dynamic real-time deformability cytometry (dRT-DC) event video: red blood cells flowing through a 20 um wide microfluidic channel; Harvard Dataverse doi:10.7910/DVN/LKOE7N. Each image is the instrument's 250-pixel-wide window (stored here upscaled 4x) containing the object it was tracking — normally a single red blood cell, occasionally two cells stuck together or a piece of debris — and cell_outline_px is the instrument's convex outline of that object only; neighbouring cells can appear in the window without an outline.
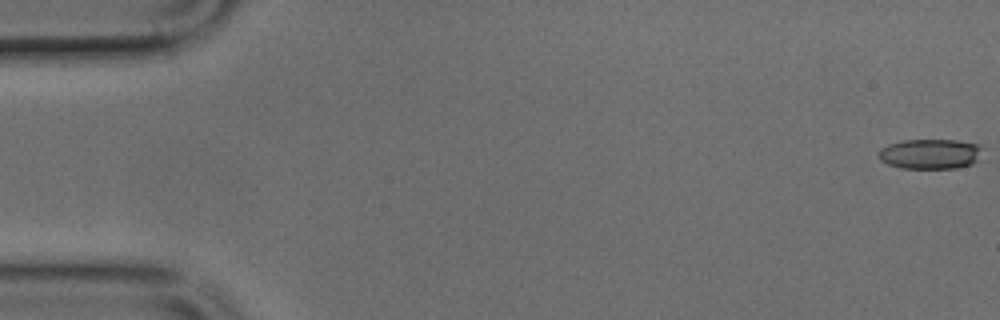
{"species": "common noctule bat (a hibernating species)", "species_latin": "Nyctalus noctula", "temperature_condition": "cold", "stored_images_in_passage": 11, "camera_frame_rate_fps": 3000, "um_per_image_px": 0.085, "animal": {"sex": "male", "body_mass_g": 17.9, "forearm_length_mm": 54.2}, "frame": {"image": 1, "passage_image": 1, "time_ms": 0.0, "image_size_px": [1000, 320], "cell_outline_px": [[980, 148], [976, 160], [972, 164], [956, 168], [900, 168], [888, 164], [880, 160], [880, 148], [888, 144], [904, 140], [956, 140], [980, 144]], "centroid_in_image_um": [79.04, 13.08], "position_along_channel_um": 6.0, "area_um2": 17.98}}